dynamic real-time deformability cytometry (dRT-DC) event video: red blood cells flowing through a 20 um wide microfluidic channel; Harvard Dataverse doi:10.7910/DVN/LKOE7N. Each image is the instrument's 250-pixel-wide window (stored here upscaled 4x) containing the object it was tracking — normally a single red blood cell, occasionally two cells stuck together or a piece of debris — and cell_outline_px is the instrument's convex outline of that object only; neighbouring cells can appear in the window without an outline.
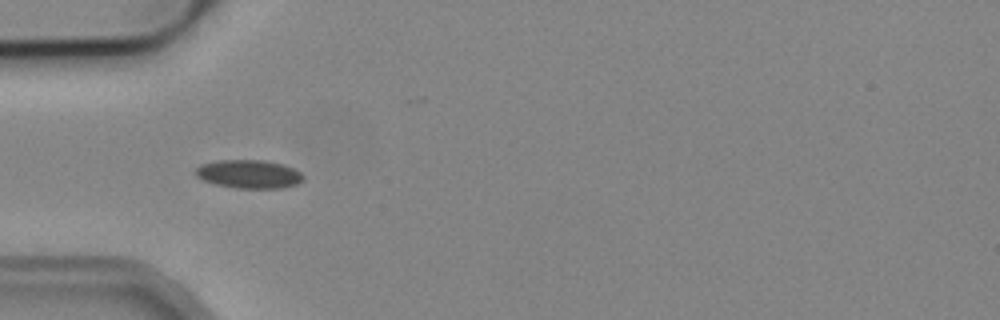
{"species": "common noctule bat (a hibernating species)", "species_latin": "Nyctalus noctula", "temperature_condition": "cold", "stored_images_in_passage": 2, "camera_frame_rate_fps": 3000, "um_per_image_px": 0.085, "animal": {"sex": "male", "body_mass_g": 19.2, "forearm_length_mm": 51.8}, "frame": {"image": 1, "passage_image": 1, "time_ms": 0.0, "image_size_px": [1000, 320], "cell_outline_px": [[304, 180], [296, 184], [280, 188], [236, 188], [216, 184], [204, 180], [196, 176], [196, 168], [200, 164], [220, 160], [264, 160], [284, 164], [300, 172], [304, 176]], "centroid_in_image_um": [21.17, 14.79], "position_along_channel_um": 63.8, "area_um2": 17.8}}